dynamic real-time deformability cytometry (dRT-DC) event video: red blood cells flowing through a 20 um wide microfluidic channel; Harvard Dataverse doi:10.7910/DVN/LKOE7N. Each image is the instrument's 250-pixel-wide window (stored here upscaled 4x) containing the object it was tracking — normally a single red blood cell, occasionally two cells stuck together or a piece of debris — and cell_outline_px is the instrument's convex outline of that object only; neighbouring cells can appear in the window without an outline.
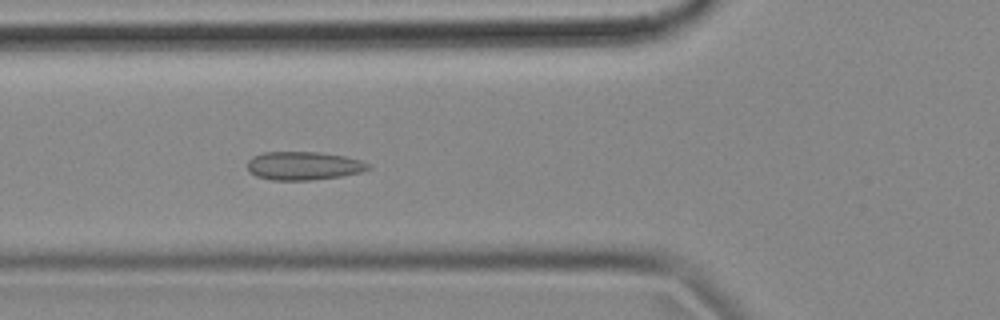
{"species": "common noctule bat (a hibernating species)", "species_latin": "Nyctalus noctula", "temperature_condition": "cold", "stored_images_in_passage": 47, "camera_frame_rate_fps": 3000, "um_per_image_px": 0.085, "animal": {"sex": "female", "body_mass_g": 18.4}, "frame": {"image": 1, "passage_image": 19, "time_ms": 6.0, "image_size_px": [1000, 320], "cell_outline_px": [[372, 168], [360, 172], [340, 176], [312, 180], [272, 180], [256, 176], [248, 172], [248, 160], [252, 156], [264, 152], [316, 152], [344, 156], [360, 160], [372, 164]], "centroid_in_image_um": [25.8, 14.09], "position_along_channel_um": 100.0, "area_um2": 20.06}}
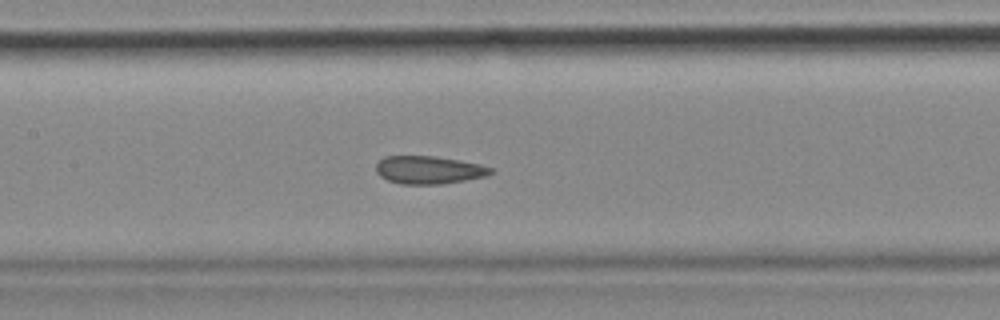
{"frame": {"image": 2, "passage_image": 25, "time_ms": 8.0, "image_size_px": [1000, 320], "cell_outline_px": [[492, 172], [484, 176], [464, 180], [440, 184], [400, 184], [388, 180], [380, 176], [376, 172], [376, 164], [384, 156], [436, 156], [460, 160], [480, 164], [492, 168]], "centroid_in_image_um": [36.41, 14.43], "position_along_channel_um": 171.0, "area_um2": 18.55}}
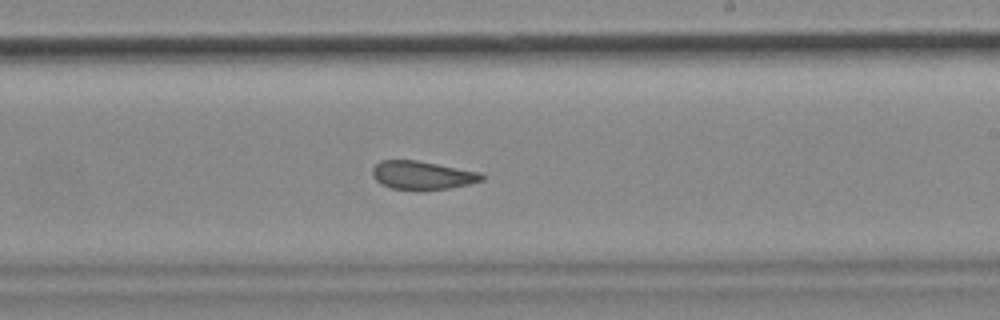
{"frame": {"image": 3, "passage_image": 32, "time_ms": 10.333, "image_size_px": [1000, 320], "cell_outline_px": [[484, 180], [468, 184], [448, 188], [420, 192], [392, 188], [380, 184], [372, 176], [372, 168], [380, 160], [416, 160], [480, 172], [484, 176]], "centroid_in_image_um": [35.86, 14.92], "position_along_channel_um": 253.1, "area_um2": 18.44}, "authors_computed_cell_mechanics": {"area_um2": 19.7098, "velocity_mm_per_s": 3.5414, "shape_relaxation_time_tau1_ms": null, "shape_relaxation_time_tau2_ms": 1.5005, "deformation_change_tau1": null, "deformation_change_tau2": 0.077}}